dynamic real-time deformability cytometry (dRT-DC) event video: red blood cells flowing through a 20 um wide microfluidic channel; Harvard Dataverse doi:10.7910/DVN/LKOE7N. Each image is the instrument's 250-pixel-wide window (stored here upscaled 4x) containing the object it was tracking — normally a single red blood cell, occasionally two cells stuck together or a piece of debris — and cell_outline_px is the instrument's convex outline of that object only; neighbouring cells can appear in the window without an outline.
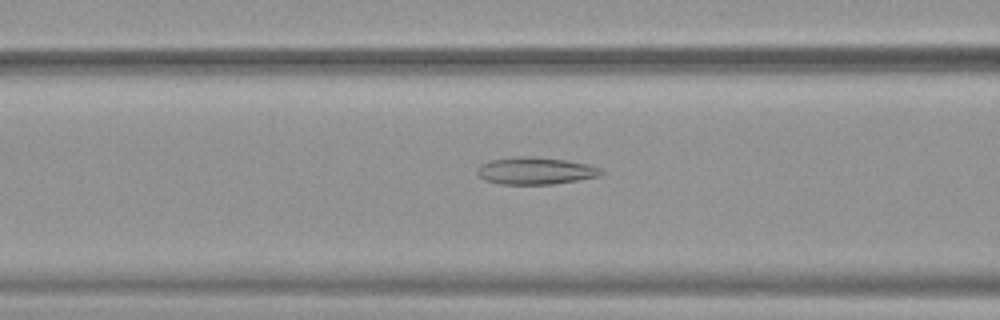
{"species": "common noctule bat (a hibernating species)", "species_latin": "Nyctalus noctula", "temperature_condition": "warm", "stored_images_in_passage": 52, "camera_frame_rate_fps": 3000, "um_per_image_px": 0.085, "animal": {"sex": "female", "body_mass_g": 19.9}, "frame": {"image": 1, "passage_image": 21, "time_ms": 6.667, "image_size_px": [1000, 320], "cell_outline_px": [[604, 172], [600, 176], [552, 184], [500, 184], [484, 180], [476, 172], [476, 168], [480, 164], [488, 160], [516, 156], [536, 156], [564, 160], [588, 164], [600, 168]], "centroid_in_image_um": [45.46, 14.51], "position_along_channel_um": 121.1, "area_um2": 19.77}}
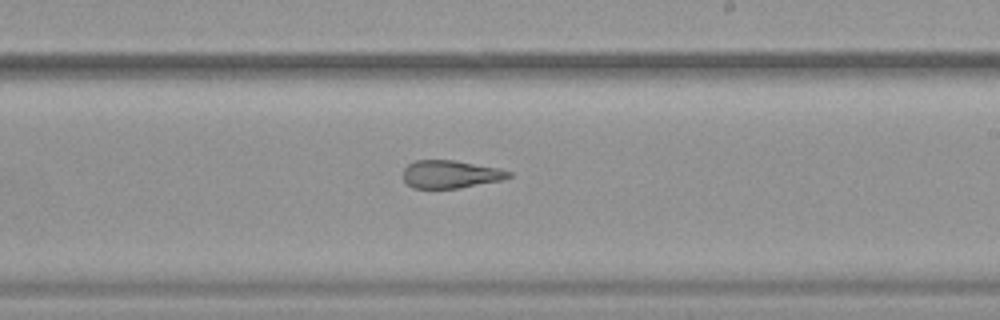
{"frame": {"image": 2, "passage_image": 31, "time_ms": 10.0, "image_size_px": [1000, 320], "cell_outline_px": [[512, 176], [504, 180], [460, 188], [412, 188], [400, 176], [404, 168], [408, 164], [416, 160], [452, 160], [500, 168], [512, 172]], "centroid_in_image_um": [38.29, 14.81], "position_along_channel_um": 250.7, "area_um2": 17.4}}
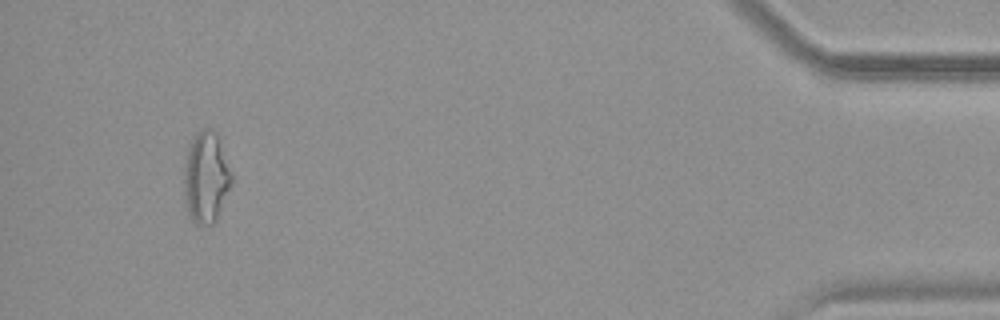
{"frame": {"image": 3, "passage_image": 49, "time_ms": 16.0, "image_size_px": [1000, 320], "cell_outline_px": [[232, 184], [216, 220], [212, 224], [196, 224], [192, 220], [184, 204], [184, 164], [188, 144], [196, 132], [200, 128], [212, 128], [216, 132], [232, 172]], "centroid_in_image_um": [17.5, 15.05], "position_along_channel_um": 417.7, "area_um2": 25.72}, "authors_computed_cell_mechanics": {"area_um2": 22.6287, "velocity_mm_per_s": 3.8993, "shape_relaxation_time_tau1_ms": null, "shape_relaxation_time_tau2_ms": 3.0665, "deformation_change_tau1": null, "deformation_change_tau2": 0.1282}}